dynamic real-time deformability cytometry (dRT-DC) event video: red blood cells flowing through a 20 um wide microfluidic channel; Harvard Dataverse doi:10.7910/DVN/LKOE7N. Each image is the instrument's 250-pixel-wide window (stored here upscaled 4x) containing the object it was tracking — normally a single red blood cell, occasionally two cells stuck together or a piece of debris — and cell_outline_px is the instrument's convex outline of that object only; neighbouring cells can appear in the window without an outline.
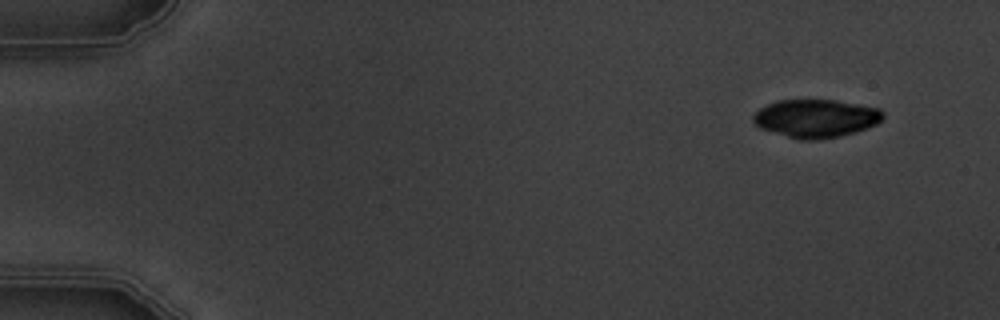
{"species": "common noctule bat (a hibernating species)", "species_latin": "Nyctalus noctula", "temperature_condition": "warm", "stored_images_in_passage": 4, "segment_of_instrument_passage": [2, 2], "camera_frame_rate_fps": 3000, "um_per_image_px": 0.085, "animal": {"sex": "male", "body_mass_g": 19.5, "forearm_length_mm": 54.6}, "frame": {"image": 1, "passage_image": 4, "time_ms": 3.667, "image_size_px": [1000, 320], "cell_outline_px": [[884, 116], [876, 124], [868, 128], [856, 132], [840, 136], [820, 140], [800, 140], [760, 128], [752, 120], [752, 116], [760, 108], [776, 100], [836, 100], [880, 108], [884, 112]], "centroid_in_image_um": [69.37, 10.06], "position_along_channel_um": 15.6, "area_um2": 28.96}}